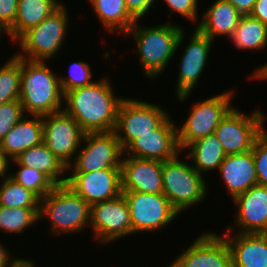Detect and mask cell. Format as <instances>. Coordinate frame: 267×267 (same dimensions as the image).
Masks as SVG:
<instances>
[{
    "mask_svg": "<svg viewBox=\"0 0 267 267\" xmlns=\"http://www.w3.org/2000/svg\"><path fill=\"white\" fill-rule=\"evenodd\" d=\"M23 106L19 100L0 105V141L24 117Z\"/></svg>",
    "mask_w": 267,
    "mask_h": 267,
    "instance_id": "obj_34",
    "label": "cell"
},
{
    "mask_svg": "<svg viewBox=\"0 0 267 267\" xmlns=\"http://www.w3.org/2000/svg\"><path fill=\"white\" fill-rule=\"evenodd\" d=\"M18 10V0H0V33H5L14 25Z\"/></svg>",
    "mask_w": 267,
    "mask_h": 267,
    "instance_id": "obj_37",
    "label": "cell"
},
{
    "mask_svg": "<svg viewBox=\"0 0 267 267\" xmlns=\"http://www.w3.org/2000/svg\"><path fill=\"white\" fill-rule=\"evenodd\" d=\"M258 185L267 187V130L255 140L252 148Z\"/></svg>",
    "mask_w": 267,
    "mask_h": 267,
    "instance_id": "obj_35",
    "label": "cell"
},
{
    "mask_svg": "<svg viewBox=\"0 0 267 267\" xmlns=\"http://www.w3.org/2000/svg\"><path fill=\"white\" fill-rule=\"evenodd\" d=\"M218 172L234 199L248 189L258 185V177L252 150L240 154L226 155Z\"/></svg>",
    "mask_w": 267,
    "mask_h": 267,
    "instance_id": "obj_21",
    "label": "cell"
},
{
    "mask_svg": "<svg viewBox=\"0 0 267 267\" xmlns=\"http://www.w3.org/2000/svg\"><path fill=\"white\" fill-rule=\"evenodd\" d=\"M44 217L53 235L81 232L90 227L91 206L66 184L56 185L40 199L39 220Z\"/></svg>",
    "mask_w": 267,
    "mask_h": 267,
    "instance_id": "obj_4",
    "label": "cell"
},
{
    "mask_svg": "<svg viewBox=\"0 0 267 267\" xmlns=\"http://www.w3.org/2000/svg\"><path fill=\"white\" fill-rule=\"evenodd\" d=\"M0 66V105L19 100L21 91V58L13 55Z\"/></svg>",
    "mask_w": 267,
    "mask_h": 267,
    "instance_id": "obj_31",
    "label": "cell"
},
{
    "mask_svg": "<svg viewBox=\"0 0 267 267\" xmlns=\"http://www.w3.org/2000/svg\"><path fill=\"white\" fill-rule=\"evenodd\" d=\"M91 230L100 245L131 235L130 210L123 194L91 206Z\"/></svg>",
    "mask_w": 267,
    "mask_h": 267,
    "instance_id": "obj_13",
    "label": "cell"
},
{
    "mask_svg": "<svg viewBox=\"0 0 267 267\" xmlns=\"http://www.w3.org/2000/svg\"><path fill=\"white\" fill-rule=\"evenodd\" d=\"M121 189L163 193L162 161L124 155L121 164Z\"/></svg>",
    "mask_w": 267,
    "mask_h": 267,
    "instance_id": "obj_18",
    "label": "cell"
},
{
    "mask_svg": "<svg viewBox=\"0 0 267 267\" xmlns=\"http://www.w3.org/2000/svg\"><path fill=\"white\" fill-rule=\"evenodd\" d=\"M130 210L131 234L157 232L170 225L179 213L163 194L122 191Z\"/></svg>",
    "mask_w": 267,
    "mask_h": 267,
    "instance_id": "obj_9",
    "label": "cell"
},
{
    "mask_svg": "<svg viewBox=\"0 0 267 267\" xmlns=\"http://www.w3.org/2000/svg\"><path fill=\"white\" fill-rule=\"evenodd\" d=\"M254 78L255 80H266L267 79V63L263 66L261 65L260 67H257L255 72L248 78Z\"/></svg>",
    "mask_w": 267,
    "mask_h": 267,
    "instance_id": "obj_43",
    "label": "cell"
},
{
    "mask_svg": "<svg viewBox=\"0 0 267 267\" xmlns=\"http://www.w3.org/2000/svg\"><path fill=\"white\" fill-rule=\"evenodd\" d=\"M46 63L21 58L19 101L27 115L44 116L63 110L64 93L59 76Z\"/></svg>",
    "mask_w": 267,
    "mask_h": 267,
    "instance_id": "obj_3",
    "label": "cell"
},
{
    "mask_svg": "<svg viewBox=\"0 0 267 267\" xmlns=\"http://www.w3.org/2000/svg\"><path fill=\"white\" fill-rule=\"evenodd\" d=\"M234 94L235 91L232 89L207 97L204 101L194 102L190 107L189 117L180 128H177L181 152L190 143L215 132L220 121L234 108L231 105Z\"/></svg>",
    "mask_w": 267,
    "mask_h": 267,
    "instance_id": "obj_7",
    "label": "cell"
},
{
    "mask_svg": "<svg viewBox=\"0 0 267 267\" xmlns=\"http://www.w3.org/2000/svg\"><path fill=\"white\" fill-rule=\"evenodd\" d=\"M11 162H14L15 165L20 168L15 173H9L10 177L26 189L35 193L40 199L50 193L56 186L42 172L34 168L21 165L16 159H12Z\"/></svg>",
    "mask_w": 267,
    "mask_h": 267,
    "instance_id": "obj_32",
    "label": "cell"
},
{
    "mask_svg": "<svg viewBox=\"0 0 267 267\" xmlns=\"http://www.w3.org/2000/svg\"><path fill=\"white\" fill-rule=\"evenodd\" d=\"M9 267H35V264L30 259L16 258Z\"/></svg>",
    "mask_w": 267,
    "mask_h": 267,
    "instance_id": "obj_44",
    "label": "cell"
},
{
    "mask_svg": "<svg viewBox=\"0 0 267 267\" xmlns=\"http://www.w3.org/2000/svg\"><path fill=\"white\" fill-rule=\"evenodd\" d=\"M81 144L85 146L79 148L67 171L92 172L121 168L124 149L114 132L85 133Z\"/></svg>",
    "mask_w": 267,
    "mask_h": 267,
    "instance_id": "obj_11",
    "label": "cell"
},
{
    "mask_svg": "<svg viewBox=\"0 0 267 267\" xmlns=\"http://www.w3.org/2000/svg\"><path fill=\"white\" fill-rule=\"evenodd\" d=\"M241 16L228 0H215L206 8L196 28L213 41L219 36L231 38Z\"/></svg>",
    "mask_w": 267,
    "mask_h": 267,
    "instance_id": "obj_23",
    "label": "cell"
},
{
    "mask_svg": "<svg viewBox=\"0 0 267 267\" xmlns=\"http://www.w3.org/2000/svg\"><path fill=\"white\" fill-rule=\"evenodd\" d=\"M69 76L59 75L60 85L63 93L72 89L91 85L92 81V71L90 64L86 63L83 60L73 62L69 68Z\"/></svg>",
    "mask_w": 267,
    "mask_h": 267,
    "instance_id": "obj_33",
    "label": "cell"
},
{
    "mask_svg": "<svg viewBox=\"0 0 267 267\" xmlns=\"http://www.w3.org/2000/svg\"><path fill=\"white\" fill-rule=\"evenodd\" d=\"M61 4L62 1L57 0H18L14 25L5 33L6 36L13 45L16 44L15 41L24 32L42 23Z\"/></svg>",
    "mask_w": 267,
    "mask_h": 267,
    "instance_id": "obj_24",
    "label": "cell"
},
{
    "mask_svg": "<svg viewBox=\"0 0 267 267\" xmlns=\"http://www.w3.org/2000/svg\"><path fill=\"white\" fill-rule=\"evenodd\" d=\"M10 253L11 252L8 250V248H6V245H2L0 242V267H9L10 264L16 259L11 256Z\"/></svg>",
    "mask_w": 267,
    "mask_h": 267,
    "instance_id": "obj_42",
    "label": "cell"
},
{
    "mask_svg": "<svg viewBox=\"0 0 267 267\" xmlns=\"http://www.w3.org/2000/svg\"><path fill=\"white\" fill-rule=\"evenodd\" d=\"M179 157L162 162V179L163 194L181 214L207 198L208 186L203 175Z\"/></svg>",
    "mask_w": 267,
    "mask_h": 267,
    "instance_id": "obj_6",
    "label": "cell"
},
{
    "mask_svg": "<svg viewBox=\"0 0 267 267\" xmlns=\"http://www.w3.org/2000/svg\"><path fill=\"white\" fill-rule=\"evenodd\" d=\"M123 99L116 97L111 81L104 76L91 85L67 91L63 110L85 133L113 132Z\"/></svg>",
    "mask_w": 267,
    "mask_h": 267,
    "instance_id": "obj_1",
    "label": "cell"
},
{
    "mask_svg": "<svg viewBox=\"0 0 267 267\" xmlns=\"http://www.w3.org/2000/svg\"><path fill=\"white\" fill-rule=\"evenodd\" d=\"M137 22L124 35L134 39L143 75L149 80L156 79L177 54L185 39V31L182 26L171 22L153 27H144Z\"/></svg>",
    "mask_w": 267,
    "mask_h": 267,
    "instance_id": "obj_2",
    "label": "cell"
},
{
    "mask_svg": "<svg viewBox=\"0 0 267 267\" xmlns=\"http://www.w3.org/2000/svg\"><path fill=\"white\" fill-rule=\"evenodd\" d=\"M237 233L267 234V187L256 185L233 199Z\"/></svg>",
    "mask_w": 267,
    "mask_h": 267,
    "instance_id": "obj_19",
    "label": "cell"
},
{
    "mask_svg": "<svg viewBox=\"0 0 267 267\" xmlns=\"http://www.w3.org/2000/svg\"><path fill=\"white\" fill-rule=\"evenodd\" d=\"M177 128L169 116L152 133H145L134 139L124 149V155L162 162L175 158L181 153Z\"/></svg>",
    "mask_w": 267,
    "mask_h": 267,
    "instance_id": "obj_17",
    "label": "cell"
},
{
    "mask_svg": "<svg viewBox=\"0 0 267 267\" xmlns=\"http://www.w3.org/2000/svg\"><path fill=\"white\" fill-rule=\"evenodd\" d=\"M40 208H8L0 205V231L21 234L39 220Z\"/></svg>",
    "mask_w": 267,
    "mask_h": 267,
    "instance_id": "obj_30",
    "label": "cell"
},
{
    "mask_svg": "<svg viewBox=\"0 0 267 267\" xmlns=\"http://www.w3.org/2000/svg\"><path fill=\"white\" fill-rule=\"evenodd\" d=\"M233 227L221 234L229 246L232 267H267V234L234 233Z\"/></svg>",
    "mask_w": 267,
    "mask_h": 267,
    "instance_id": "obj_20",
    "label": "cell"
},
{
    "mask_svg": "<svg viewBox=\"0 0 267 267\" xmlns=\"http://www.w3.org/2000/svg\"><path fill=\"white\" fill-rule=\"evenodd\" d=\"M164 2L169 6L171 15L175 12L191 22L198 20V0H164Z\"/></svg>",
    "mask_w": 267,
    "mask_h": 267,
    "instance_id": "obj_36",
    "label": "cell"
},
{
    "mask_svg": "<svg viewBox=\"0 0 267 267\" xmlns=\"http://www.w3.org/2000/svg\"><path fill=\"white\" fill-rule=\"evenodd\" d=\"M66 185L90 206L114 199L122 194L121 168H105L92 172H71Z\"/></svg>",
    "mask_w": 267,
    "mask_h": 267,
    "instance_id": "obj_14",
    "label": "cell"
},
{
    "mask_svg": "<svg viewBox=\"0 0 267 267\" xmlns=\"http://www.w3.org/2000/svg\"><path fill=\"white\" fill-rule=\"evenodd\" d=\"M190 36V41L186 45L179 65V74L177 79L176 97L180 102L189 98L194 87L197 85L209 56L213 40L202 34L195 28Z\"/></svg>",
    "mask_w": 267,
    "mask_h": 267,
    "instance_id": "obj_15",
    "label": "cell"
},
{
    "mask_svg": "<svg viewBox=\"0 0 267 267\" xmlns=\"http://www.w3.org/2000/svg\"><path fill=\"white\" fill-rule=\"evenodd\" d=\"M230 39L238 49L259 52L267 47V26L249 15H242Z\"/></svg>",
    "mask_w": 267,
    "mask_h": 267,
    "instance_id": "obj_28",
    "label": "cell"
},
{
    "mask_svg": "<svg viewBox=\"0 0 267 267\" xmlns=\"http://www.w3.org/2000/svg\"><path fill=\"white\" fill-rule=\"evenodd\" d=\"M84 134L74 118L64 110L43 116V142L67 167L83 146Z\"/></svg>",
    "mask_w": 267,
    "mask_h": 267,
    "instance_id": "obj_12",
    "label": "cell"
},
{
    "mask_svg": "<svg viewBox=\"0 0 267 267\" xmlns=\"http://www.w3.org/2000/svg\"><path fill=\"white\" fill-rule=\"evenodd\" d=\"M128 13L139 23V19L145 17L152 5H155V0H125Z\"/></svg>",
    "mask_w": 267,
    "mask_h": 267,
    "instance_id": "obj_38",
    "label": "cell"
},
{
    "mask_svg": "<svg viewBox=\"0 0 267 267\" xmlns=\"http://www.w3.org/2000/svg\"><path fill=\"white\" fill-rule=\"evenodd\" d=\"M241 15H249L253 9L256 0H228Z\"/></svg>",
    "mask_w": 267,
    "mask_h": 267,
    "instance_id": "obj_40",
    "label": "cell"
},
{
    "mask_svg": "<svg viewBox=\"0 0 267 267\" xmlns=\"http://www.w3.org/2000/svg\"><path fill=\"white\" fill-rule=\"evenodd\" d=\"M0 205L8 208H40V198L10 176L0 184Z\"/></svg>",
    "mask_w": 267,
    "mask_h": 267,
    "instance_id": "obj_29",
    "label": "cell"
},
{
    "mask_svg": "<svg viewBox=\"0 0 267 267\" xmlns=\"http://www.w3.org/2000/svg\"><path fill=\"white\" fill-rule=\"evenodd\" d=\"M249 16L260 20L264 25L267 26V0H256L252 11Z\"/></svg>",
    "mask_w": 267,
    "mask_h": 267,
    "instance_id": "obj_39",
    "label": "cell"
},
{
    "mask_svg": "<svg viewBox=\"0 0 267 267\" xmlns=\"http://www.w3.org/2000/svg\"><path fill=\"white\" fill-rule=\"evenodd\" d=\"M62 3L42 23L24 32L15 42L21 52L15 55L31 61L47 62L54 59L64 46V41L69 27V13Z\"/></svg>",
    "mask_w": 267,
    "mask_h": 267,
    "instance_id": "obj_5",
    "label": "cell"
},
{
    "mask_svg": "<svg viewBox=\"0 0 267 267\" xmlns=\"http://www.w3.org/2000/svg\"><path fill=\"white\" fill-rule=\"evenodd\" d=\"M187 148L188 154L186 153L184 157L186 160L188 158V161H193L194 165L192 164V166L200 174L208 171L210 173L213 170L215 172L226 157L224 148L215 133L190 143Z\"/></svg>",
    "mask_w": 267,
    "mask_h": 267,
    "instance_id": "obj_26",
    "label": "cell"
},
{
    "mask_svg": "<svg viewBox=\"0 0 267 267\" xmlns=\"http://www.w3.org/2000/svg\"><path fill=\"white\" fill-rule=\"evenodd\" d=\"M160 104L148 103L131 98H124L121 102L114 133L125 149L139 135L152 133L168 117Z\"/></svg>",
    "mask_w": 267,
    "mask_h": 267,
    "instance_id": "obj_8",
    "label": "cell"
},
{
    "mask_svg": "<svg viewBox=\"0 0 267 267\" xmlns=\"http://www.w3.org/2000/svg\"><path fill=\"white\" fill-rule=\"evenodd\" d=\"M10 162L11 160L5 155V153L0 148V179L1 181H3L4 179L10 176V174L7 173L9 171L8 170L10 167L9 165L12 164Z\"/></svg>",
    "mask_w": 267,
    "mask_h": 267,
    "instance_id": "obj_41",
    "label": "cell"
},
{
    "mask_svg": "<svg viewBox=\"0 0 267 267\" xmlns=\"http://www.w3.org/2000/svg\"><path fill=\"white\" fill-rule=\"evenodd\" d=\"M29 117V119H28ZM33 117V118H32ZM43 142V116L24 117L0 141V148L10 160Z\"/></svg>",
    "mask_w": 267,
    "mask_h": 267,
    "instance_id": "obj_22",
    "label": "cell"
},
{
    "mask_svg": "<svg viewBox=\"0 0 267 267\" xmlns=\"http://www.w3.org/2000/svg\"><path fill=\"white\" fill-rule=\"evenodd\" d=\"M102 28L108 33L125 34L136 22L128 13L125 0H89ZM118 31V32H117Z\"/></svg>",
    "mask_w": 267,
    "mask_h": 267,
    "instance_id": "obj_27",
    "label": "cell"
},
{
    "mask_svg": "<svg viewBox=\"0 0 267 267\" xmlns=\"http://www.w3.org/2000/svg\"><path fill=\"white\" fill-rule=\"evenodd\" d=\"M15 159L21 165L42 172L55 185H63L67 182L65 177L68 173L67 166L48 149L44 142L27 149Z\"/></svg>",
    "mask_w": 267,
    "mask_h": 267,
    "instance_id": "obj_25",
    "label": "cell"
},
{
    "mask_svg": "<svg viewBox=\"0 0 267 267\" xmlns=\"http://www.w3.org/2000/svg\"><path fill=\"white\" fill-rule=\"evenodd\" d=\"M265 119L264 112L258 109L246 115L234 107L220 121L214 132L226 155L252 150L255 140L265 130Z\"/></svg>",
    "mask_w": 267,
    "mask_h": 267,
    "instance_id": "obj_10",
    "label": "cell"
},
{
    "mask_svg": "<svg viewBox=\"0 0 267 267\" xmlns=\"http://www.w3.org/2000/svg\"><path fill=\"white\" fill-rule=\"evenodd\" d=\"M204 232L167 267H232L230 249L224 237Z\"/></svg>",
    "mask_w": 267,
    "mask_h": 267,
    "instance_id": "obj_16",
    "label": "cell"
}]
</instances>
